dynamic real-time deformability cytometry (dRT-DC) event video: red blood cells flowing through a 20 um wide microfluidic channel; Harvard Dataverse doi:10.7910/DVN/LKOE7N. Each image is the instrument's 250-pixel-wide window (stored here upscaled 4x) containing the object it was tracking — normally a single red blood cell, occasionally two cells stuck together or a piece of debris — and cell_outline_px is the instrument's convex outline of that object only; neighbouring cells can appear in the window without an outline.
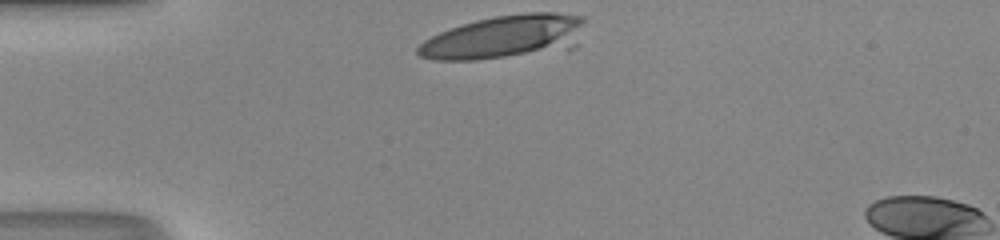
{"species": "human", "species_latin": "Homo sapiens", "temperature_condition": "room temperature", "stored_images_in_passage": 5, "camera_frame_rate_fps": 3000, "um_per_image_px": 0.085, "donor": {"sex": "male"}, "frame": {"image": 1, "passage_image": 1, "time_ms": 0.0, "image_size_px": [1000, 240], "cell_outline_px": [[584, 20], [576, 48], [568, 52], [476, 60], [432, 60], [420, 56], [416, 52], [416, 48], [424, 40], [440, 32], [476, 20], [496, 16], [528, 12], [556, 12], [584, 16]], "centroid_in_image_um": [42.98, 3.17], "position_along_channel_um": 42.0, "area_um2": 43.18}}